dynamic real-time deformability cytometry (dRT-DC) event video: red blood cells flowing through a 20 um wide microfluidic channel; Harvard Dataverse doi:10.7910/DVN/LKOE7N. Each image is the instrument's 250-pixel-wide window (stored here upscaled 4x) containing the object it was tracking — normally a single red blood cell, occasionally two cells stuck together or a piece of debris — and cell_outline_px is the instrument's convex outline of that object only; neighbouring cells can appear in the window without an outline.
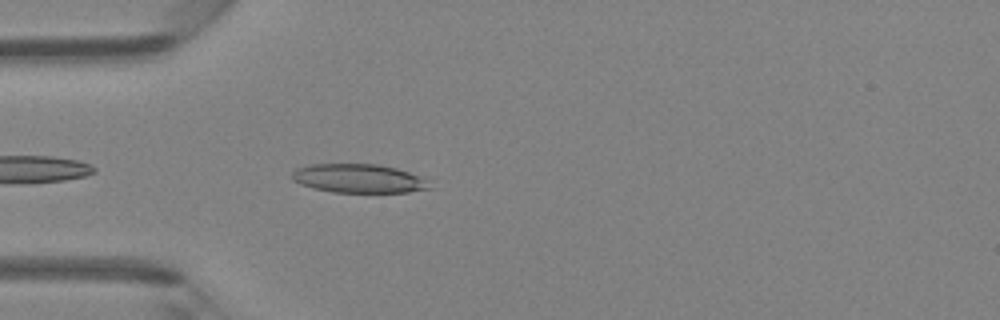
{"species": "Egyptian fruit bat (a non-hibernating species)", "species_latin": "Rousettus aegyptiacus", "temperature_condition": "room temperature", "stored_images_in_passage": 24, "camera_frame_rate_fps": 3000, "um_per_image_px": 0.085, "animal": {"sex": "female"}, "frame": {"image": 1, "passage_image": 3, "time_ms": 0.667, "image_size_px": [1000, 320], "cell_outline_px": [[432, 188], [408, 192], [332, 192], [312, 188], [300, 184], [292, 180], [292, 172], [296, 168], [312, 164], [380, 164], [396, 168], [408, 172], [424, 180]], "centroid_in_image_um": [30.41, 15.17], "position_along_channel_um": 54.6, "area_um2": 22.89}}
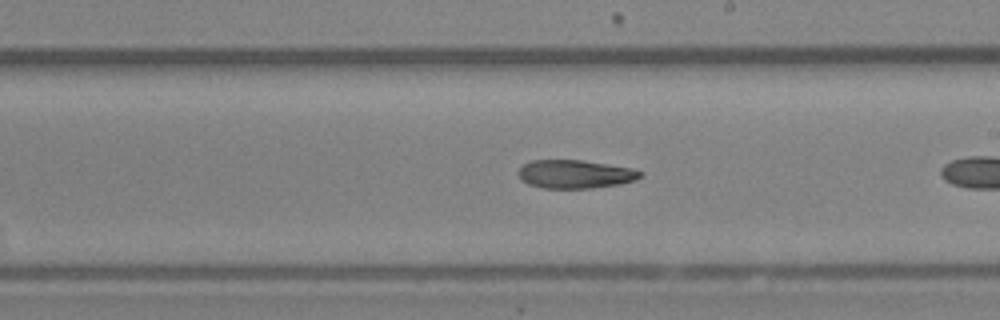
{"frame": {"image": 2, "passage_image": 14, "time_ms": 4.333, "image_size_px": [1000, 320], "cell_outline_px": [[644, 176], [636, 180], [620, 184], [592, 188], [544, 188], [528, 184], [520, 180], [516, 172], [524, 164], [532, 160], [580, 160], [632, 168], [644, 172]], "centroid_in_image_um": [48.89, 14.8], "position_along_channel_um": 240.1, "area_um2": 20.35}}
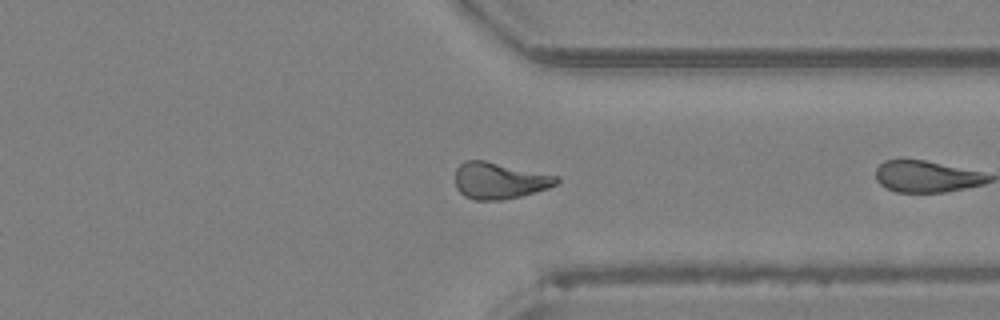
{"frame": {"image": 3, "passage_image": 23, "time_ms": 7.333, "image_size_px": [1000, 320], "cell_outline_px": [[560, 180], [556, 184], [548, 188], [520, 196], [500, 200], [472, 200], [464, 196], [456, 188], [456, 168], [464, 160], [484, 160], [560, 176]], "centroid_in_image_um": [42.44, 15.35], "position_along_channel_um": 369.0, "area_um2": 21.62}}